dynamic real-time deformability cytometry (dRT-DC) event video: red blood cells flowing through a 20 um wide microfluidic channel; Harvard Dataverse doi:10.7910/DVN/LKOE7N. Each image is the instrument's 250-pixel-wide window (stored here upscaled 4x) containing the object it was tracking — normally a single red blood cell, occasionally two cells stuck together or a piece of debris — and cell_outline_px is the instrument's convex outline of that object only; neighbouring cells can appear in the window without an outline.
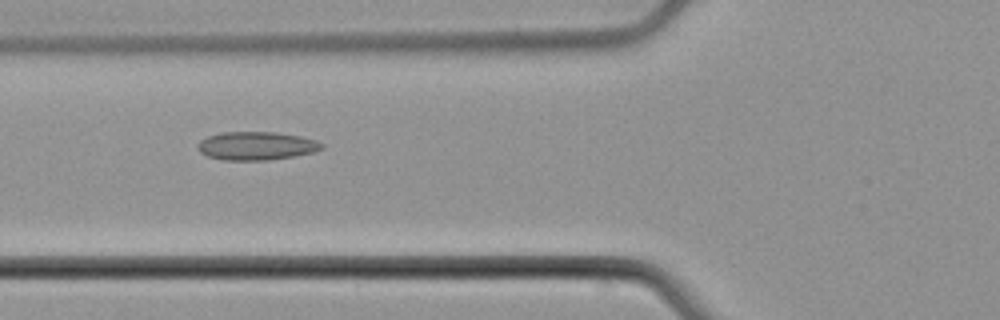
{"species": "common noctule bat (a hibernating species)", "species_latin": "Nyctalus noctula", "temperature_condition": "cold", "stored_images_in_passage": 7, "camera_frame_rate_fps": 3000, "um_per_image_px": 0.085, "animal": {"sex": "male", "body_mass_g": 21.5, "forearm_length_mm": 52.0}, "frame": {"image": 1, "passage_image": 6, "time_ms": 6.0, "image_size_px": [1000, 320], "cell_outline_px": [[324, 148], [312, 152], [292, 156], [268, 160], [224, 160], [208, 156], [200, 152], [196, 148], [196, 144], [200, 140], [208, 136], [220, 132], [276, 132], [300, 136], [316, 140], [324, 144]], "centroid_in_image_um": [21.76, 12.39], "position_along_channel_um": 104.0, "area_um2": 20.52}}
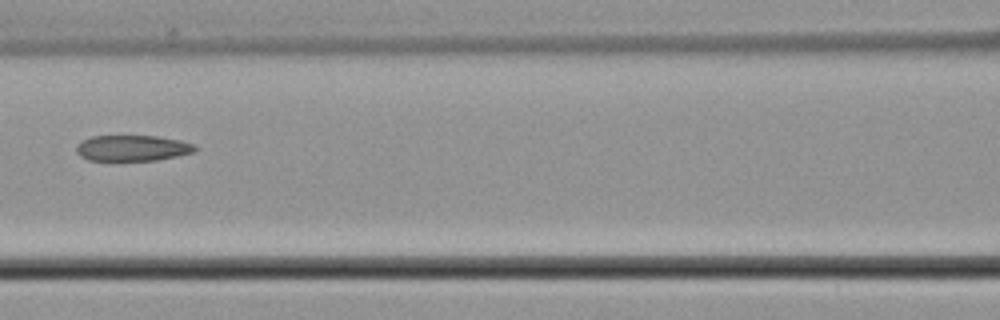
{"frame": {"image": 2, "passage_image": 7, "time_ms": 7.333, "image_size_px": [1000, 320], "cell_outline_px": [[196, 152], [156, 160], [88, 160], [80, 156], [76, 152], [76, 144], [92, 136], [156, 136], [180, 140], [192, 144], [196, 148]], "centroid_in_image_um": [11.23, 12.59], "position_along_channel_um": 155.4, "area_um2": 17.74}}